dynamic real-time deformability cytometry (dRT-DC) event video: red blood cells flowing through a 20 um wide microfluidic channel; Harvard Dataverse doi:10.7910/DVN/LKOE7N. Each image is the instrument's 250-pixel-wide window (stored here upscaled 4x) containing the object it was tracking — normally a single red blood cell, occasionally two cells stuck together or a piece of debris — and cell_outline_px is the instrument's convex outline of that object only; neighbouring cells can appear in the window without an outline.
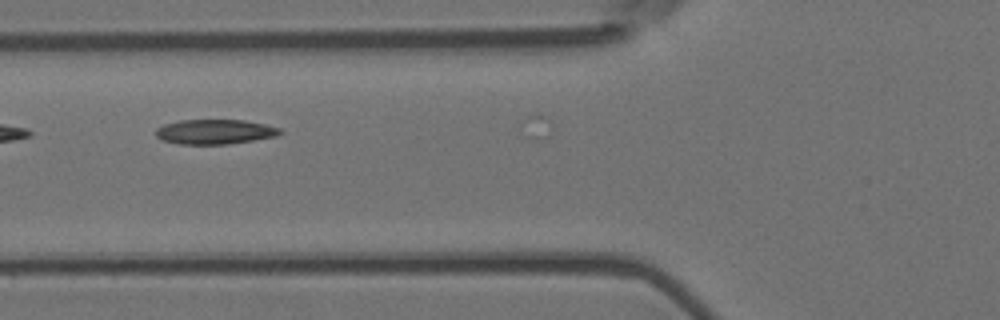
{"species": "Egyptian fruit bat (a non-hibernating species)", "species_latin": "Rousettus aegyptiacus", "temperature_condition": "room temperature", "stored_images_in_passage": 8, "camera_frame_rate_fps": 3000, "um_per_image_px": 0.085, "animal": {"sex": "female"}, "frame": {"image": 1, "passage_image": 3, "time_ms": 0.667, "image_size_px": [1000, 320], "cell_outline_px": [[284, 132], [276, 136], [228, 144], [180, 144], [160, 140], [156, 136], [156, 128], [164, 124], [180, 120], [244, 120], [264, 124], [280, 128]], "centroid_in_image_um": [18.24, 11.2], "position_along_channel_um": 107.6, "area_um2": 17.92}}
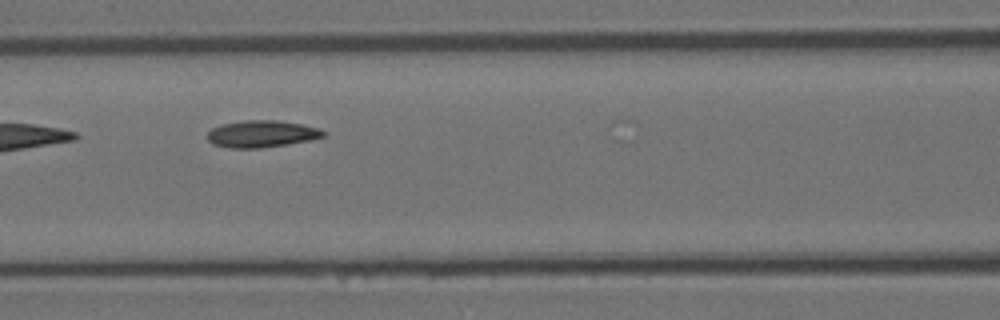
{"frame": {"image": 2, "passage_image": 6, "time_ms": 1.667, "image_size_px": [1000, 320], "cell_outline_px": [[328, 132], [324, 136], [308, 140], [288, 144], [260, 148], [228, 148], [212, 144], [208, 140], [208, 132], [212, 128], [220, 124], [244, 120], [276, 120], [300, 124], [320, 128]], "centroid_in_image_um": [22.23, 11.38], "position_along_channel_um": 144.4, "area_um2": 18.26}}